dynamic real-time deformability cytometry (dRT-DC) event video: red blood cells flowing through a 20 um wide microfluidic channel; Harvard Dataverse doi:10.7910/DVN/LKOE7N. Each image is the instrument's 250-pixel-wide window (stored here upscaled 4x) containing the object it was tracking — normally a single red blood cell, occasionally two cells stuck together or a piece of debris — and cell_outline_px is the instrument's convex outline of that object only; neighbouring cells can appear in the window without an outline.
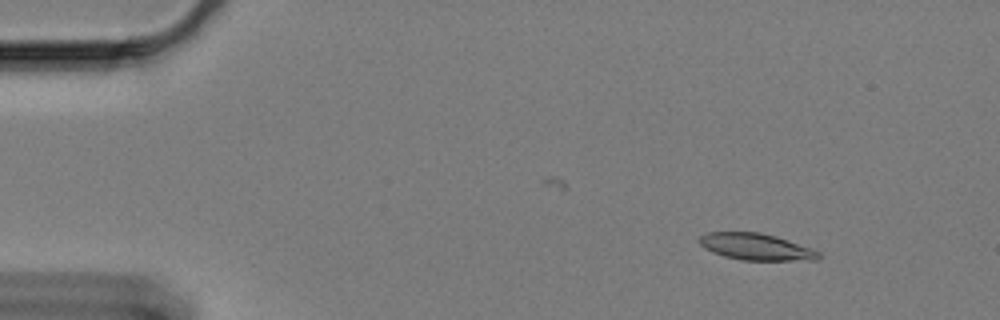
{"species": "Egyptian fruit bat (a non-hibernating species)", "species_latin": "Rousettus aegyptiacus", "temperature_condition": "cold", "stored_images_in_passage": 50, "camera_frame_rate_fps": 3000, "um_per_image_px": 0.085, "animal": {"sex": "female"}, "frame": {"image": 1, "passage_image": 7, "time_ms": 2.0, "image_size_px": [1000, 320], "cell_outline_px": [[820, 256], [816, 260], [740, 260], [724, 256], [712, 252], [704, 248], [700, 244], [700, 236], [708, 232], [760, 232], [776, 236], [812, 248], [820, 252]], "centroid_in_image_um": [64.27, 20.97], "position_along_channel_um": 20.7, "area_um2": 18.5}}
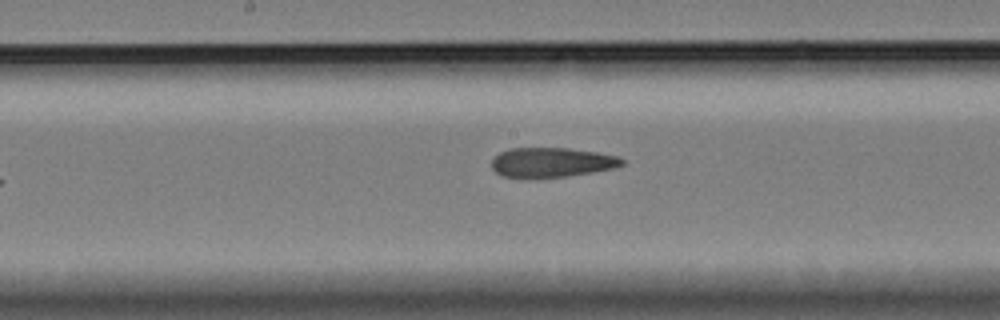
{"frame": {"image": 2, "passage_image": 25, "time_ms": 8.0, "image_size_px": [1000, 320], "cell_outline_px": [[624, 164], [612, 168], [564, 176], [520, 180], [500, 176], [492, 168], [492, 160], [500, 152], [508, 148], [568, 148], [596, 152], [616, 156], [624, 160]], "centroid_in_image_um": [46.78, 13.82], "position_along_channel_um": 201.4, "area_um2": 22.72}}
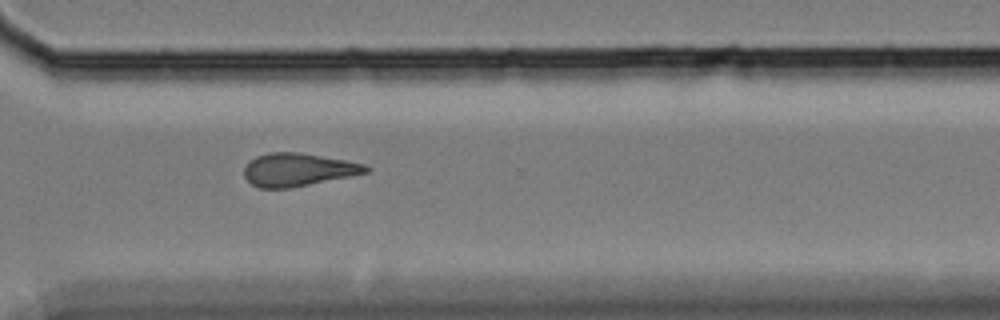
{"frame": {"image": 3, "passage_image": 38, "time_ms": 12.333, "image_size_px": [1000, 320], "cell_outline_px": [[372, 168], [368, 172], [292, 188], [260, 188], [252, 184], [244, 176], [244, 168], [256, 156], [268, 152], [300, 152], [344, 160], [364, 164]], "centroid_in_image_um": [25.32, 14.42], "position_along_channel_um": 345.3, "area_um2": 23.24}}